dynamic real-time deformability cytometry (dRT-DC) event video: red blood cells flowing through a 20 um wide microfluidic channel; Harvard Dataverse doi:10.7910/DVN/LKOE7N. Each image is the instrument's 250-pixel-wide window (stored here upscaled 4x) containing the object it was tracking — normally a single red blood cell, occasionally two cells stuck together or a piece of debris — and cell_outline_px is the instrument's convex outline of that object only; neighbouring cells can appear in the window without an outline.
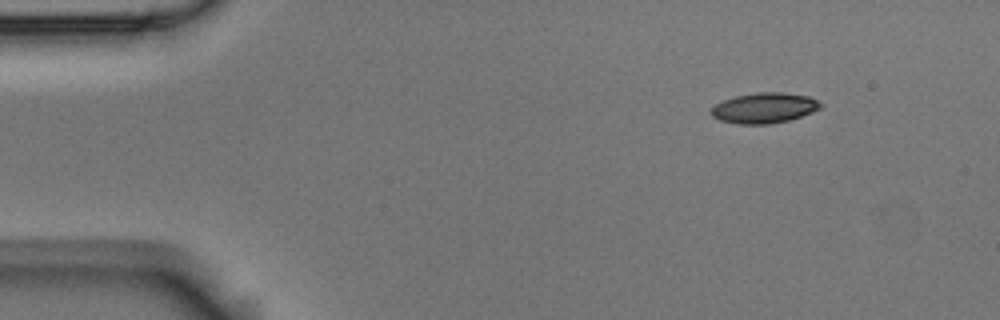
{"species": "Egyptian fruit bat (a non-hibernating species)", "species_latin": "Rousettus aegyptiacus", "temperature_condition": "room temperature", "stored_images_in_passage": 7, "camera_frame_rate_fps": 3000, "um_per_image_px": 0.085, "animal": {"sex": "male"}, "frame": {"image": 1, "passage_image": 1, "time_ms": 0.0, "image_size_px": [1000, 320], "cell_outline_px": [[824, 104], [820, 108], [812, 112], [788, 120], [768, 124], [736, 124], [720, 120], [712, 116], [708, 112], [716, 104], [724, 100], [736, 96], [756, 92], [784, 92], [808, 96]], "centroid_in_image_um": [64.95, 9.17], "position_along_channel_um": 20.1, "area_um2": 19.36}}
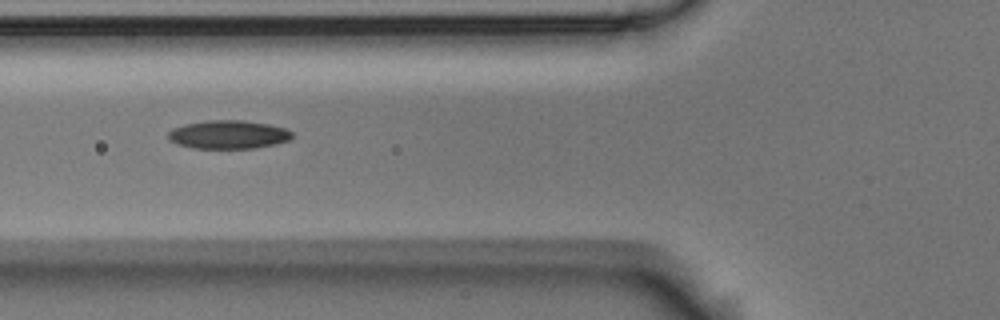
{"frame": {"image": 2, "passage_image": 5, "time_ms": 1.333, "image_size_px": [1000, 320], "cell_outline_px": [[292, 136], [288, 140], [276, 144], [256, 148], [192, 148], [176, 144], [168, 140], [168, 132], [172, 128], [184, 124], [208, 120], [244, 120], [268, 124], [288, 128], [292, 132]], "centroid_in_image_um": [19.4, 11.43], "position_along_channel_um": 106.4, "area_um2": 20.75}}
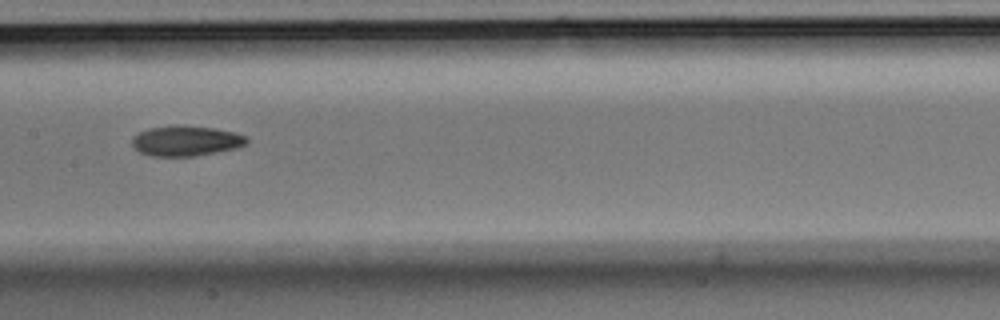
{"frame": {"image": 3, "passage_image": 7, "time_ms": 2.0, "image_size_px": [1000, 320], "cell_outline_px": [[248, 144], [240, 148], [196, 156], [148, 156], [140, 152], [132, 144], [132, 136], [148, 128], [216, 128], [236, 132], [248, 136]], "centroid_in_image_um": [15.89, 12.02], "position_along_channel_um": 191.5, "area_um2": 19.77}}